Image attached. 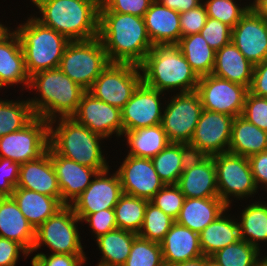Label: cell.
Returning a JSON list of instances; mask_svg holds the SVG:
<instances>
[{"label":"cell","mask_w":267,"mask_h":266,"mask_svg":"<svg viewBox=\"0 0 267 266\" xmlns=\"http://www.w3.org/2000/svg\"><path fill=\"white\" fill-rule=\"evenodd\" d=\"M267 150V131L248 122L242 116L234 118L228 152L249 157Z\"/></svg>","instance_id":"cell-30"},{"label":"cell","mask_w":267,"mask_h":266,"mask_svg":"<svg viewBox=\"0 0 267 266\" xmlns=\"http://www.w3.org/2000/svg\"><path fill=\"white\" fill-rule=\"evenodd\" d=\"M148 201L123 193L114 207L117 228L138 234L143 224Z\"/></svg>","instance_id":"cell-37"},{"label":"cell","mask_w":267,"mask_h":266,"mask_svg":"<svg viewBox=\"0 0 267 266\" xmlns=\"http://www.w3.org/2000/svg\"><path fill=\"white\" fill-rule=\"evenodd\" d=\"M174 222L173 218L148 201L143 224L137 235L149 241L160 243Z\"/></svg>","instance_id":"cell-40"},{"label":"cell","mask_w":267,"mask_h":266,"mask_svg":"<svg viewBox=\"0 0 267 266\" xmlns=\"http://www.w3.org/2000/svg\"><path fill=\"white\" fill-rule=\"evenodd\" d=\"M207 10L203 2L189 11L180 13L181 37L199 33L207 21Z\"/></svg>","instance_id":"cell-47"},{"label":"cell","mask_w":267,"mask_h":266,"mask_svg":"<svg viewBox=\"0 0 267 266\" xmlns=\"http://www.w3.org/2000/svg\"><path fill=\"white\" fill-rule=\"evenodd\" d=\"M35 117L28 100H0V138L18 131Z\"/></svg>","instance_id":"cell-38"},{"label":"cell","mask_w":267,"mask_h":266,"mask_svg":"<svg viewBox=\"0 0 267 266\" xmlns=\"http://www.w3.org/2000/svg\"><path fill=\"white\" fill-rule=\"evenodd\" d=\"M122 266H165L160 243L137 235Z\"/></svg>","instance_id":"cell-41"},{"label":"cell","mask_w":267,"mask_h":266,"mask_svg":"<svg viewBox=\"0 0 267 266\" xmlns=\"http://www.w3.org/2000/svg\"><path fill=\"white\" fill-rule=\"evenodd\" d=\"M81 221L89 223L96 238L117 228L114 209H106L88 214Z\"/></svg>","instance_id":"cell-49"},{"label":"cell","mask_w":267,"mask_h":266,"mask_svg":"<svg viewBox=\"0 0 267 266\" xmlns=\"http://www.w3.org/2000/svg\"><path fill=\"white\" fill-rule=\"evenodd\" d=\"M56 121L58 125L54 128ZM101 139L105 138L72 117H59L49 122V147L56 154L98 172L109 169L99 143Z\"/></svg>","instance_id":"cell-5"},{"label":"cell","mask_w":267,"mask_h":266,"mask_svg":"<svg viewBox=\"0 0 267 266\" xmlns=\"http://www.w3.org/2000/svg\"><path fill=\"white\" fill-rule=\"evenodd\" d=\"M216 168L219 198L230 207V196L248 198L258 193L248 157L229 152L212 156Z\"/></svg>","instance_id":"cell-10"},{"label":"cell","mask_w":267,"mask_h":266,"mask_svg":"<svg viewBox=\"0 0 267 266\" xmlns=\"http://www.w3.org/2000/svg\"><path fill=\"white\" fill-rule=\"evenodd\" d=\"M0 237L18 242L31 254L35 230L12 196L0 197Z\"/></svg>","instance_id":"cell-26"},{"label":"cell","mask_w":267,"mask_h":266,"mask_svg":"<svg viewBox=\"0 0 267 266\" xmlns=\"http://www.w3.org/2000/svg\"><path fill=\"white\" fill-rule=\"evenodd\" d=\"M146 31L154 45L177 44L181 38L180 13L155 0L144 16Z\"/></svg>","instance_id":"cell-24"},{"label":"cell","mask_w":267,"mask_h":266,"mask_svg":"<svg viewBox=\"0 0 267 266\" xmlns=\"http://www.w3.org/2000/svg\"><path fill=\"white\" fill-rule=\"evenodd\" d=\"M78 222L81 220L72 207L64 205L35 230L31 253L44 244L51 249V254L85 255L76 225Z\"/></svg>","instance_id":"cell-8"},{"label":"cell","mask_w":267,"mask_h":266,"mask_svg":"<svg viewBox=\"0 0 267 266\" xmlns=\"http://www.w3.org/2000/svg\"><path fill=\"white\" fill-rule=\"evenodd\" d=\"M241 116L261 130L267 131V98L248 92Z\"/></svg>","instance_id":"cell-45"},{"label":"cell","mask_w":267,"mask_h":266,"mask_svg":"<svg viewBox=\"0 0 267 266\" xmlns=\"http://www.w3.org/2000/svg\"><path fill=\"white\" fill-rule=\"evenodd\" d=\"M207 10V16L209 18L217 19L231 29L240 21L241 17L250 8L248 6L240 7L234 2V0H206L203 2Z\"/></svg>","instance_id":"cell-42"},{"label":"cell","mask_w":267,"mask_h":266,"mask_svg":"<svg viewBox=\"0 0 267 266\" xmlns=\"http://www.w3.org/2000/svg\"><path fill=\"white\" fill-rule=\"evenodd\" d=\"M249 92L258 97L267 98V59L254 65Z\"/></svg>","instance_id":"cell-52"},{"label":"cell","mask_w":267,"mask_h":266,"mask_svg":"<svg viewBox=\"0 0 267 266\" xmlns=\"http://www.w3.org/2000/svg\"><path fill=\"white\" fill-rule=\"evenodd\" d=\"M33 17L14 30L19 36L29 76L58 68L64 49L70 42L64 35Z\"/></svg>","instance_id":"cell-6"},{"label":"cell","mask_w":267,"mask_h":266,"mask_svg":"<svg viewBox=\"0 0 267 266\" xmlns=\"http://www.w3.org/2000/svg\"><path fill=\"white\" fill-rule=\"evenodd\" d=\"M250 7L267 21V0H254Z\"/></svg>","instance_id":"cell-55"},{"label":"cell","mask_w":267,"mask_h":266,"mask_svg":"<svg viewBox=\"0 0 267 266\" xmlns=\"http://www.w3.org/2000/svg\"><path fill=\"white\" fill-rule=\"evenodd\" d=\"M137 233L116 228L96 239L102 258L97 266H122Z\"/></svg>","instance_id":"cell-34"},{"label":"cell","mask_w":267,"mask_h":266,"mask_svg":"<svg viewBox=\"0 0 267 266\" xmlns=\"http://www.w3.org/2000/svg\"><path fill=\"white\" fill-rule=\"evenodd\" d=\"M20 164L0 157V197H11L17 187Z\"/></svg>","instance_id":"cell-48"},{"label":"cell","mask_w":267,"mask_h":266,"mask_svg":"<svg viewBox=\"0 0 267 266\" xmlns=\"http://www.w3.org/2000/svg\"><path fill=\"white\" fill-rule=\"evenodd\" d=\"M72 118L104 138H109L113 133L123 136L121 110L96 99L87 91L82 95Z\"/></svg>","instance_id":"cell-19"},{"label":"cell","mask_w":267,"mask_h":266,"mask_svg":"<svg viewBox=\"0 0 267 266\" xmlns=\"http://www.w3.org/2000/svg\"><path fill=\"white\" fill-rule=\"evenodd\" d=\"M169 266H204V255L185 262L175 263Z\"/></svg>","instance_id":"cell-56"},{"label":"cell","mask_w":267,"mask_h":266,"mask_svg":"<svg viewBox=\"0 0 267 266\" xmlns=\"http://www.w3.org/2000/svg\"><path fill=\"white\" fill-rule=\"evenodd\" d=\"M177 186L185 198L219 197L213 157L191 156Z\"/></svg>","instance_id":"cell-20"},{"label":"cell","mask_w":267,"mask_h":266,"mask_svg":"<svg viewBox=\"0 0 267 266\" xmlns=\"http://www.w3.org/2000/svg\"><path fill=\"white\" fill-rule=\"evenodd\" d=\"M32 3L42 14L35 18L69 41H86L98 37L102 1L32 0Z\"/></svg>","instance_id":"cell-2"},{"label":"cell","mask_w":267,"mask_h":266,"mask_svg":"<svg viewBox=\"0 0 267 266\" xmlns=\"http://www.w3.org/2000/svg\"><path fill=\"white\" fill-rule=\"evenodd\" d=\"M160 245L165 266L203 256L199 234L176 221L172 224Z\"/></svg>","instance_id":"cell-23"},{"label":"cell","mask_w":267,"mask_h":266,"mask_svg":"<svg viewBox=\"0 0 267 266\" xmlns=\"http://www.w3.org/2000/svg\"><path fill=\"white\" fill-rule=\"evenodd\" d=\"M10 31V29H8V27L4 26V24L2 25L0 23V40Z\"/></svg>","instance_id":"cell-58"},{"label":"cell","mask_w":267,"mask_h":266,"mask_svg":"<svg viewBox=\"0 0 267 266\" xmlns=\"http://www.w3.org/2000/svg\"><path fill=\"white\" fill-rule=\"evenodd\" d=\"M228 209L219 197L185 198L175 221L199 234Z\"/></svg>","instance_id":"cell-27"},{"label":"cell","mask_w":267,"mask_h":266,"mask_svg":"<svg viewBox=\"0 0 267 266\" xmlns=\"http://www.w3.org/2000/svg\"><path fill=\"white\" fill-rule=\"evenodd\" d=\"M204 266H220L212 257L204 256Z\"/></svg>","instance_id":"cell-57"},{"label":"cell","mask_w":267,"mask_h":266,"mask_svg":"<svg viewBox=\"0 0 267 266\" xmlns=\"http://www.w3.org/2000/svg\"><path fill=\"white\" fill-rule=\"evenodd\" d=\"M176 45L198 77L212 74L216 51L200 33L181 37Z\"/></svg>","instance_id":"cell-35"},{"label":"cell","mask_w":267,"mask_h":266,"mask_svg":"<svg viewBox=\"0 0 267 266\" xmlns=\"http://www.w3.org/2000/svg\"><path fill=\"white\" fill-rule=\"evenodd\" d=\"M260 249L240 239L218 250L211 257L220 266H257Z\"/></svg>","instance_id":"cell-39"},{"label":"cell","mask_w":267,"mask_h":266,"mask_svg":"<svg viewBox=\"0 0 267 266\" xmlns=\"http://www.w3.org/2000/svg\"><path fill=\"white\" fill-rule=\"evenodd\" d=\"M86 255H68V254H35L32 258V266H75Z\"/></svg>","instance_id":"cell-50"},{"label":"cell","mask_w":267,"mask_h":266,"mask_svg":"<svg viewBox=\"0 0 267 266\" xmlns=\"http://www.w3.org/2000/svg\"><path fill=\"white\" fill-rule=\"evenodd\" d=\"M100 39L70 41L63 52L59 69L84 90H88L110 64Z\"/></svg>","instance_id":"cell-7"},{"label":"cell","mask_w":267,"mask_h":266,"mask_svg":"<svg viewBox=\"0 0 267 266\" xmlns=\"http://www.w3.org/2000/svg\"><path fill=\"white\" fill-rule=\"evenodd\" d=\"M123 135L130 148L128 155L135 157L153 158L170 143L162 124L125 131Z\"/></svg>","instance_id":"cell-33"},{"label":"cell","mask_w":267,"mask_h":266,"mask_svg":"<svg viewBox=\"0 0 267 266\" xmlns=\"http://www.w3.org/2000/svg\"><path fill=\"white\" fill-rule=\"evenodd\" d=\"M225 213L226 211L199 233L201 250L206 257H211L218 250L240 240L237 219L233 220L225 216Z\"/></svg>","instance_id":"cell-31"},{"label":"cell","mask_w":267,"mask_h":266,"mask_svg":"<svg viewBox=\"0 0 267 266\" xmlns=\"http://www.w3.org/2000/svg\"><path fill=\"white\" fill-rule=\"evenodd\" d=\"M248 160L257 188L259 183L267 188V150L249 156Z\"/></svg>","instance_id":"cell-53"},{"label":"cell","mask_w":267,"mask_h":266,"mask_svg":"<svg viewBox=\"0 0 267 266\" xmlns=\"http://www.w3.org/2000/svg\"><path fill=\"white\" fill-rule=\"evenodd\" d=\"M161 5L175 10L179 13L189 11L192 8L199 6L201 0H157ZM201 1V2H200Z\"/></svg>","instance_id":"cell-54"},{"label":"cell","mask_w":267,"mask_h":266,"mask_svg":"<svg viewBox=\"0 0 267 266\" xmlns=\"http://www.w3.org/2000/svg\"><path fill=\"white\" fill-rule=\"evenodd\" d=\"M86 259H87V257L81 259L75 266H82V265L86 264L85 263V261H87Z\"/></svg>","instance_id":"cell-60"},{"label":"cell","mask_w":267,"mask_h":266,"mask_svg":"<svg viewBox=\"0 0 267 266\" xmlns=\"http://www.w3.org/2000/svg\"><path fill=\"white\" fill-rule=\"evenodd\" d=\"M139 65L110 63L87 90L93 97L120 110L142 82Z\"/></svg>","instance_id":"cell-9"},{"label":"cell","mask_w":267,"mask_h":266,"mask_svg":"<svg viewBox=\"0 0 267 266\" xmlns=\"http://www.w3.org/2000/svg\"><path fill=\"white\" fill-rule=\"evenodd\" d=\"M12 197L34 230L64 206L58 198L19 187L14 188Z\"/></svg>","instance_id":"cell-29"},{"label":"cell","mask_w":267,"mask_h":266,"mask_svg":"<svg viewBox=\"0 0 267 266\" xmlns=\"http://www.w3.org/2000/svg\"><path fill=\"white\" fill-rule=\"evenodd\" d=\"M254 65L251 64L231 41L216 51L212 74L250 88Z\"/></svg>","instance_id":"cell-28"},{"label":"cell","mask_w":267,"mask_h":266,"mask_svg":"<svg viewBox=\"0 0 267 266\" xmlns=\"http://www.w3.org/2000/svg\"><path fill=\"white\" fill-rule=\"evenodd\" d=\"M196 91L204 110L241 116L249 88L213 74L199 77Z\"/></svg>","instance_id":"cell-14"},{"label":"cell","mask_w":267,"mask_h":266,"mask_svg":"<svg viewBox=\"0 0 267 266\" xmlns=\"http://www.w3.org/2000/svg\"><path fill=\"white\" fill-rule=\"evenodd\" d=\"M257 266H267V256L265 258H263V259L262 258H258Z\"/></svg>","instance_id":"cell-59"},{"label":"cell","mask_w":267,"mask_h":266,"mask_svg":"<svg viewBox=\"0 0 267 266\" xmlns=\"http://www.w3.org/2000/svg\"><path fill=\"white\" fill-rule=\"evenodd\" d=\"M234 118L203 110L188 144L192 155L212 157L228 152Z\"/></svg>","instance_id":"cell-13"},{"label":"cell","mask_w":267,"mask_h":266,"mask_svg":"<svg viewBox=\"0 0 267 266\" xmlns=\"http://www.w3.org/2000/svg\"><path fill=\"white\" fill-rule=\"evenodd\" d=\"M199 33L215 51L231 42L232 29L214 18L208 17L205 26Z\"/></svg>","instance_id":"cell-44"},{"label":"cell","mask_w":267,"mask_h":266,"mask_svg":"<svg viewBox=\"0 0 267 266\" xmlns=\"http://www.w3.org/2000/svg\"><path fill=\"white\" fill-rule=\"evenodd\" d=\"M29 81L19 36L9 31L0 40V88L18 83L28 87Z\"/></svg>","instance_id":"cell-25"},{"label":"cell","mask_w":267,"mask_h":266,"mask_svg":"<svg viewBox=\"0 0 267 266\" xmlns=\"http://www.w3.org/2000/svg\"><path fill=\"white\" fill-rule=\"evenodd\" d=\"M20 252L26 257L30 254L18 242L0 237V266H15Z\"/></svg>","instance_id":"cell-51"},{"label":"cell","mask_w":267,"mask_h":266,"mask_svg":"<svg viewBox=\"0 0 267 266\" xmlns=\"http://www.w3.org/2000/svg\"><path fill=\"white\" fill-rule=\"evenodd\" d=\"M162 116V127L170 143L189 144L201 116L202 103L198 92L176 93Z\"/></svg>","instance_id":"cell-12"},{"label":"cell","mask_w":267,"mask_h":266,"mask_svg":"<svg viewBox=\"0 0 267 266\" xmlns=\"http://www.w3.org/2000/svg\"><path fill=\"white\" fill-rule=\"evenodd\" d=\"M139 66L142 82L160 92L180 87V93L197 89L199 77L176 44L154 45Z\"/></svg>","instance_id":"cell-4"},{"label":"cell","mask_w":267,"mask_h":266,"mask_svg":"<svg viewBox=\"0 0 267 266\" xmlns=\"http://www.w3.org/2000/svg\"><path fill=\"white\" fill-rule=\"evenodd\" d=\"M184 199V194L177 185H165L150 201L165 214L176 220L180 214Z\"/></svg>","instance_id":"cell-43"},{"label":"cell","mask_w":267,"mask_h":266,"mask_svg":"<svg viewBox=\"0 0 267 266\" xmlns=\"http://www.w3.org/2000/svg\"><path fill=\"white\" fill-rule=\"evenodd\" d=\"M27 89H36L41 94L39 98L28 101L34 115L48 122L57 119V116L72 117L86 92L59 68L33 74Z\"/></svg>","instance_id":"cell-3"},{"label":"cell","mask_w":267,"mask_h":266,"mask_svg":"<svg viewBox=\"0 0 267 266\" xmlns=\"http://www.w3.org/2000/svg\"><path fill=\"white\" fill-rule=\"evenodd\" d=\"M239 220L240 239L260 249L267 241V203L255 202L242 210Z\"/></svg>","instance_id":"cell-36"},{"label":"cell","mask_w":267,"mask_h":266,"mask_svg":"<svg viewBox=\"0 0 267 266\" xmlns=\"http://www.w3.org/2000/svg\"><path fill=\"white\" fill-rule=\"evenodd\" d=\"M123 193L151 200L165 184L155 171L151 158L135 157L127 154L116 171Z\"/></svg>","instance_id":"cell-17"},{"label":"cell","mask_w":267,"mask_h":266,"mask_svg":"<svg viewBox=\"0 0 267 266\" xmlns=\"http://www.w3.org/2000/svg\"><path fill=\"white\" fill-rule=\"evenodd\" d=\"M231 41L253 65L267 59V21L251 7L232 29Z\"/></svg>","instance_id":"cell-18"},{"label":"cell","mask_w":267,"mask_h":266,"mask_svg":"<svg viewBox=\"0 0 267 266\" xmlns=\"http://www.w3.org/2000/svg\"><path fill=\"white\" fill-rule=\"evenodd\" d=\"M49 147V122L35 116L22 129L0 138V157L24 164L38 159Z\"/></svg>","instance_id":"cell-11"},{"label":"cell","mask_w":267,"mask_h":266,"mask_svg":"<svg viewBox=\"0 0 267 266\" xmlns=\"http://www.w3.org/2000/svg\"><path fill=\"white\" fill-rule=\"evenodd\" d=\"M163 92L150 88L141 82L131 98L121 109L123 133L137 128L156 126L162 123Z\"/></svg>","instance_id":"cell-16"},{"label":"cell","mask_w":267,"mask_h":266,"mask_svg":"<svg viewBox=\"0 0 267 266\" xmlns=\"http://www.w3.org/2000/svg\"><path fill=\"white\" fill-rule=\"evenodd\" d=\"M98 38L111 63L140 65L152 49L144 18L117 12H99Z\"/></svg>","instance_id":"cell-1"},{"label":"cell","mask_w":267,"mask_h":266,"mask_svg":"<svg viewBox=\"0 0 267 266\" xmlns=\"http://www.w3.org/2000/svg\"><path fill=\"white\" fill-rule=\"evenodd\" d=\"M192 153L187 144L169 143L151 158L155 171L165 185H177L187 161Z\"/></svg>","instance_id":"cell-32"},{"label":"cell","mask_w":267,"mask_h":266,"mask_svg":"<svg viewBox=\"0 0 267 266\" xmlns=\"http://www.w3.org/2000/svg\"><path fill=\"white\" fill-rule=\"evenodd\" d=\"M17 187L33 190L61 201V190L48 151L38 159L20 165Z\"/></svg>","instance_id":"cell-22"},{"label":"cell","mask_w":267,"mask_h":266,"mask_svg":"<svg viewBox=\"0 0 267 266\" xmlns=\"http://www.w3.org/2000/svg\"><path fill=\"white\" fill-rule=\"evenodd\" d=\"M155 0H102L99 12H117L144 18Z\"/></svg>","instance_id":"cell-46"},{"label":"cell","mask_w":267,"mask_h":266,"mask_svg":"<svg viewBox=\"0 0 267 266\" xmlns=\"http://www.w3.org/2000/svg\"><path fill=\"white\" fill-rule=\"evenodd\" d=\"M47 151L51 154V161L58 179L61 202L64 205H71L91 184V177L94 178L98 171L56 154L50 147Z\"/></svg>","instance_id":"cell-21"},{"label":"cell","mask_w":267,"mask_h":266,"mask_svg":"<svg viewBox=\"0 0 267 266\" xmlns=\"http://www.w3.org/2000/svg\"><path fill=\"white\" fill-rule=\"evenodd\" d=\"M109 169L98 172L91 184L70 205L82 220L86 215L101 210L114 209L123 194L117 172L107 176Z\"/></svg>","instance_id":"cell-15"}]
</instances>
